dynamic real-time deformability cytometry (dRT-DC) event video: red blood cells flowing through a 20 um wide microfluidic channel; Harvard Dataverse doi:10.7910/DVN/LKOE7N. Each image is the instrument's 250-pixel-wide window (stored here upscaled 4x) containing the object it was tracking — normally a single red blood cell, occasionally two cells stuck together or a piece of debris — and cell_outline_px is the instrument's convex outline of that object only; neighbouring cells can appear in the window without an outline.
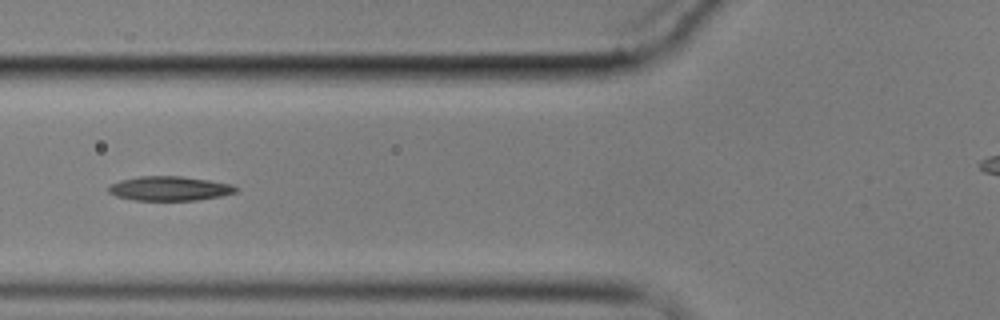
{"species": "common noctule bat (a hibernating species)", "species_latin": "Nyctalus noctula", "temperature_condition": "cold", "stored_images_in_passage": 7, "camera_frame_rate_fps": 3000, "um_per_image_px": 0.085, "animal": {"sex": "male", "body_mass_g": 17.9}, "frame": {"image": 1, "passage_image": 6, "time_ms": 6.0, "image_size_px": [1000, 320], "cell_outline_px": [[240, 188], [236, 192], [220, 196], [196, 200], [132, 200], [116, 196], [108, 192], [108, 188], [112, 184], [120, 180], [140, 176], [180, 176], [208, 180], [232, 184]], "centroid_in_image_um": [14.42, 16.02], "position_along_channel_um": 111.4, "area_um2": 18.03}}
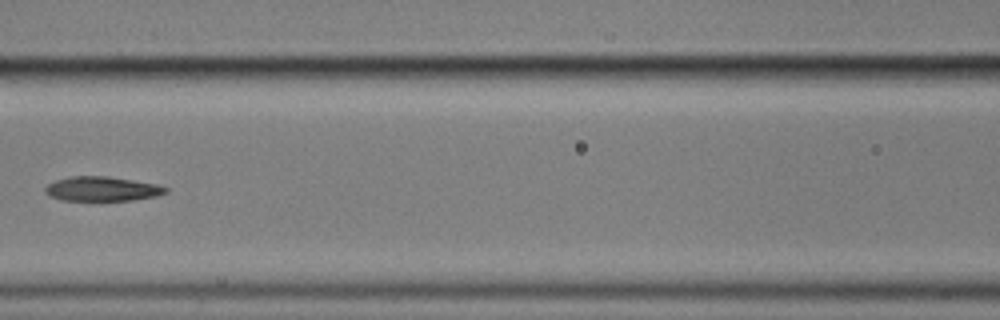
{"frame": {"image": 2, "passage_image": 7, "time_ms": 7.333, "image_size_px": [1000, 320], "cell_outline_px": [[168, 192], [156, 196], [132, 200], [100, 204], [60, 200], [48, 196], [44, 192], [44, 188], [48, 184], [56, 180], [72, 176], [108, 176], [156, 184], [168, 188]], "centroid_in_image_um": [8.62, 16.11], "position_along_channel_um": 158.0, "area_um2": 18.21}}